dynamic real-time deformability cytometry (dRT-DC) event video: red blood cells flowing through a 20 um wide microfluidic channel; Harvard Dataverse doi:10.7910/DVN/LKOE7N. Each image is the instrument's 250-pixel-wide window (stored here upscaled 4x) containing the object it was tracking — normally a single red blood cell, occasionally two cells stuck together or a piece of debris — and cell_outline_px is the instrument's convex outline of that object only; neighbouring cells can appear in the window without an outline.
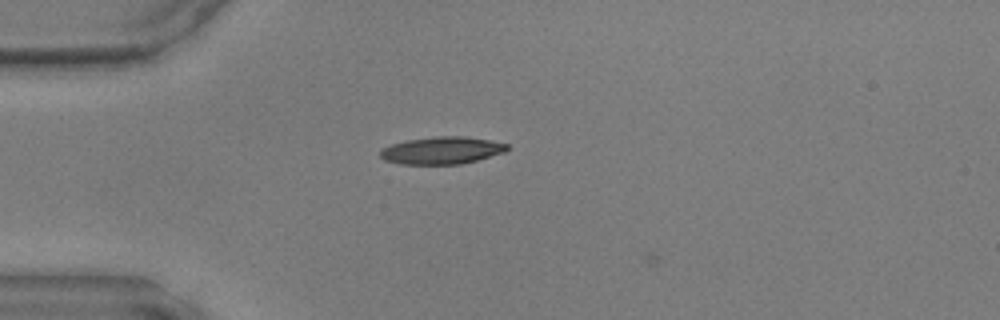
{"species": "common noctule bat (a hibernating species)", "species_latin": "Nyctalus noctula", "temperature_condition": "warm", "stored_images_in_passage": 3, "camera_frame_rate_fps": 3000, "um_per_image_px": 0.085, "animal": {"sex": "male", "body_mass_g": 17.9, "forearm_length_mm": 54.2}, "frame": {"image": 1, "passage_image": 2, "time_ms": 0.333, "image_size_px": [1000, 320], "cell_outline_px": [[508, 148], [504, 152], [476, 160], [460, 164], [400, 164], [384, 160], [380, 156], [380, 152], [384, 148], [392, 144], [404, 140], [436, 136], [464, 136], [488, 140], [508, 144]], "centroid_in_image_um": [37.52, 12.78], "position_along_channel_um": 47.5, "area_um2": 20.06}}